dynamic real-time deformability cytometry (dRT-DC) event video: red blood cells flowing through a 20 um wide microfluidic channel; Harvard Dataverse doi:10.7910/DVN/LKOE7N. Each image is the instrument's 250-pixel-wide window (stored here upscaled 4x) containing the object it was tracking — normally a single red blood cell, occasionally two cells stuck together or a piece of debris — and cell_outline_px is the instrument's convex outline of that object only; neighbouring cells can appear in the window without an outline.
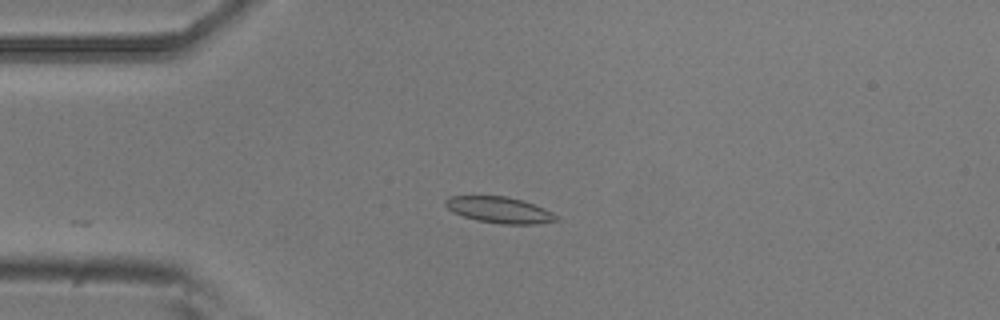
{"species": "common noctule bat (a hibernating species)", "species_latin": "Nyctalus noctula", "temperature_condition": "room temperature", "stored_images_in_passage": 14, "camera_frame_rate_fps": 3000, "um_per_image_px": 0.085, "animal": {"sex": "male", "body_mass_g": 20.5, "forearm_length_mm": 52.5}, "frame": {"image": 1, "passage_image": 1, "time_ms": 0.0, "image_size_px": [1000, 320], "cell_outline_px": [[560, 220], [536, 224], [500, 224], [476, 220], [452, 212], [444, 204], [444, 200], [448, 196], [508, 196], [524, 200], [544, 208], [560, 216]], "centroid_in_image_um": [42.48, 17.84], "position_along_channel_um": 42.5, "area_um2": 17.17}}
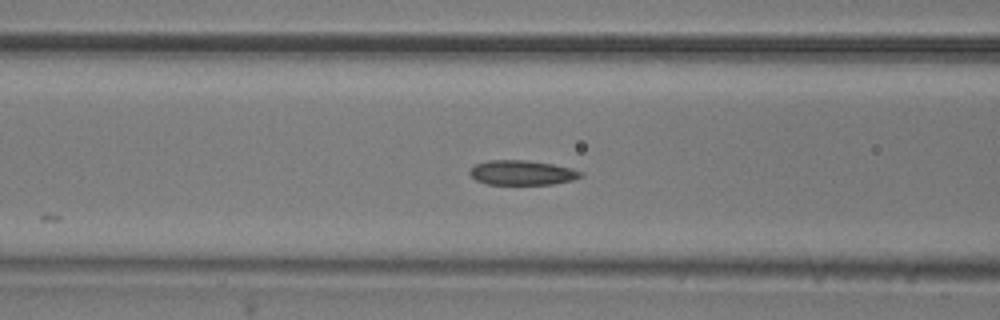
{"frame": {"image": 2, "passage_image": 9, "time_ms": 2.667, "image_size_px": [1000, 320], "cell_outline_px": [[584, 176], [572, 180], [552, 184], [488, 184], [476, 180], [468, 172], [476, 164], [488, 160], [524, 160], [552, 164], [572, 168], [584, 172]], "centroid_in_image_um": [44.41, 14.68], "position_along_channel_um": 122.2, "area_um2": 15.9}}
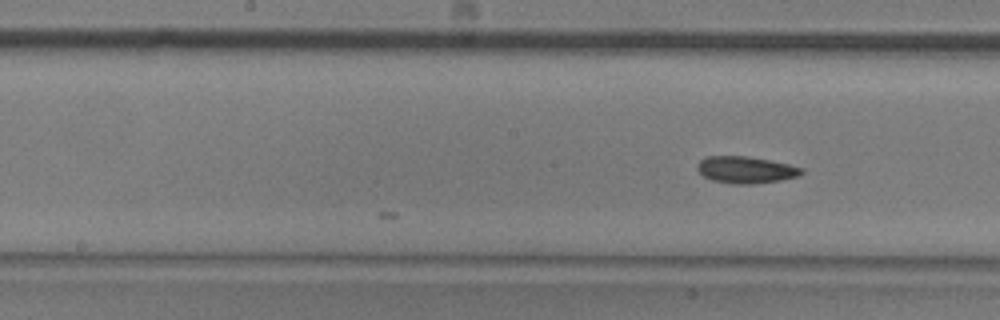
{"frame": {"image": 3, "passage_image": 14, "time_ms": 4.333, "image_size_px": [1000, 320], "cell_outline_px": [[804, 172], [800, 176], [780, 180], [752, 184], [732, 184], [712, 180], [704, 176], [696, 168], [696, 164], [700, 160], [708, 156], [744, 156], [768, 160], [788, 164], [804, 168]], "centroid_in_image_um": [63.39, 14.44], "position_along_channel_um": 184.8, "area_um2": 16.3}}